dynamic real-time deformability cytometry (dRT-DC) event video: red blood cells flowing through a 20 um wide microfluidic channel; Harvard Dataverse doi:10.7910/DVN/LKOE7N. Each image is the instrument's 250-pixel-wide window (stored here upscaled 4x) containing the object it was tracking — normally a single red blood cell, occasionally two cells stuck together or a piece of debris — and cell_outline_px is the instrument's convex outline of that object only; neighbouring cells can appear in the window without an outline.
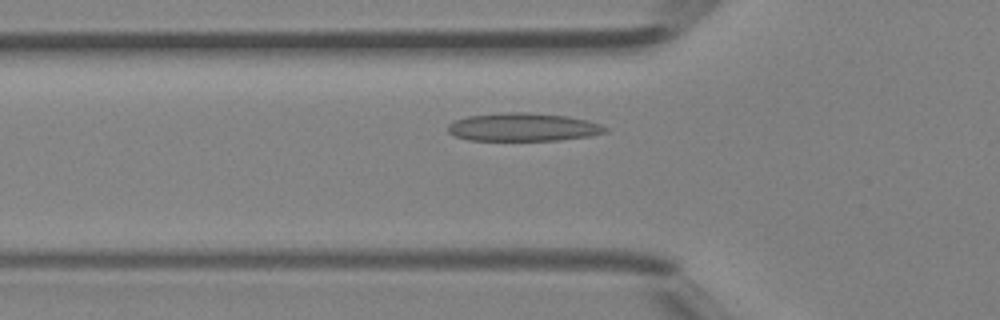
{"species": "Egyptian fruit bat (a non-hibernating species)", "species_latin": "Rousettus aegyptiacus", "temperature_condition": "room temperature", "stored_images_in_passage": 31, "camera_frame_rate_fps": 3000, "um_per_image_px": 0.085, "animal": {"sex": "female"}, "frame": {"image": 1, "passage_image": 3, "time_ms": 0.667, "image_size_px": [1000, 320], "cell_outline_px": [[608, 128], [604, 132], [588, 136], [560, 140], [468, 140], [456, 136], [448, 132], [448, 124], [456, 120], [468, 116], [508, 112], [528, 112], [568, 116], [588, 120], [600, 124]], "centroid_in_image_um": [44.46, 10.8], "position_along_channel_um": 81.3, "area_um2": 25.66}}
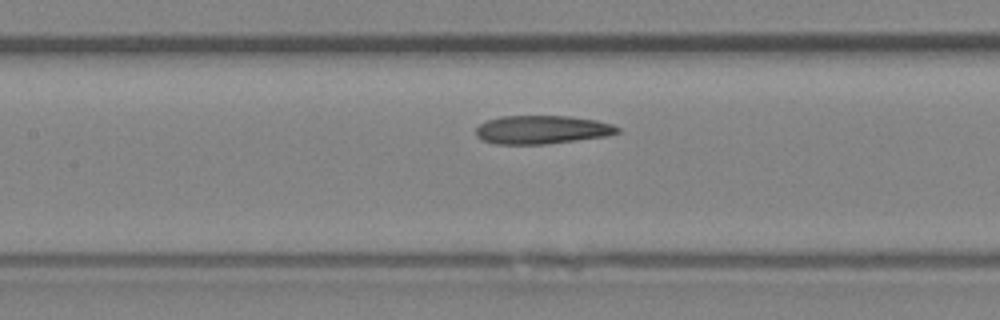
{"frame": {"image": 2, "passage_image": 8, "time_ms": 2.333, "image_size_px": [1000, 320], "cell_outline_px": [[620, 132], [608, 136], [544, 144], [496, 144], [484, 140], [476, 136], [476, 128], [480, 124], [488, 120], [500, 116], [568, 116], [596, 120], [612, 124], [620, 128]], "centroid_in_image_um": [46.08, 11.02], "position_along_channel_um": 161.3, "area_um2": 23.41}}
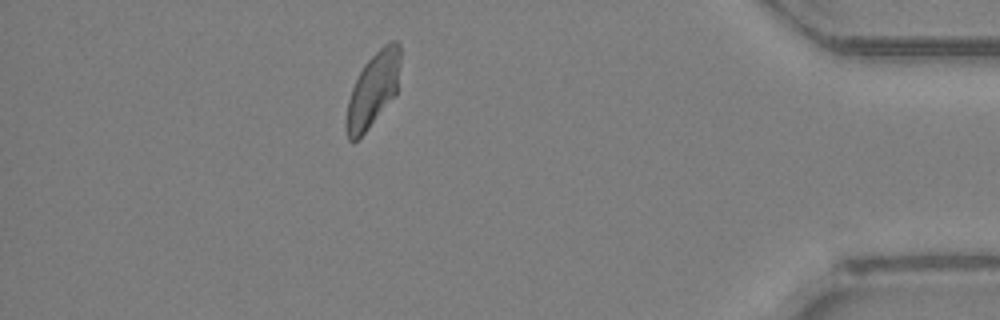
{"frame": {"image": 3, "passage_image": 26, "time_ms": 8.333, "image_size_px": [1000, 320], "cell_outline_px": [[400, 64], [396, 92], [364, 132], [356, 140], [348, 140], [344, 128], [344, 124], [348, 100], [352, 88], [364, 64], [384, 44], [392, 40], [396, 40], [400, 44]], "centroid_in_image_um": [31.68, 7.6], "position_along_channel_um": 403.5, "area_um2": 22.83}}